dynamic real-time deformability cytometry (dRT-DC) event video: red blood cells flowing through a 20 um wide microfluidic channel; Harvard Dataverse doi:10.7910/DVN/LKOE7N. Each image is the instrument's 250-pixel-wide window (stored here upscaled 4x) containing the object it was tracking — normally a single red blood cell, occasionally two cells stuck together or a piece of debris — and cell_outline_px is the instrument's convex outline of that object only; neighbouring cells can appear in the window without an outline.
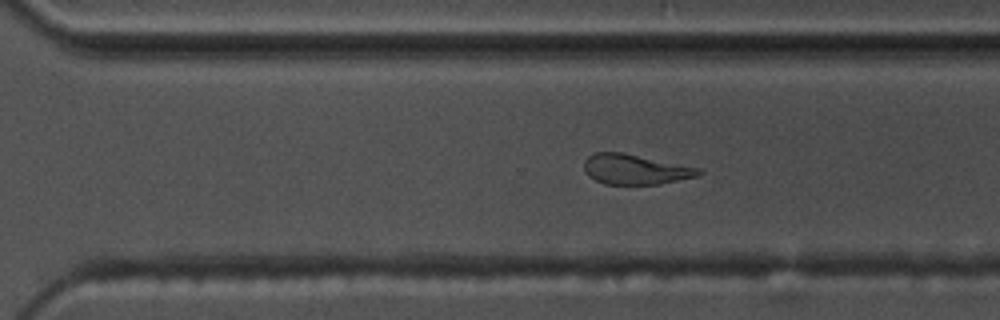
{"species": "common noctule bat (a hibernating species)", "species_latin": "Nyctalus noctula", "temperature_condition": "warm", "stored_images_in_passage": 40, "camera_frame_rate_fps": 3000, "um_per_image_px": 0.085, "animal": {"sex": "male", "body_mass_g": 17.5, "forearm_length_mm": 52.3}, "frame": {"image": 1, "passage_image": 34, "time_ms": 11.0, "image_size_px": [1000, 320], "cell_outline_px": [[704, 172], [700, 176], [660, 184], [604, 184], [588, 176], [584, 168], [584, 160], [588, 156], [596, 152], [624, 152], [700, 168]], "centroid_in_image_um": [54.02, 14.39], "position_along_channel_um": 316.6, "area_um2": 20.29}}